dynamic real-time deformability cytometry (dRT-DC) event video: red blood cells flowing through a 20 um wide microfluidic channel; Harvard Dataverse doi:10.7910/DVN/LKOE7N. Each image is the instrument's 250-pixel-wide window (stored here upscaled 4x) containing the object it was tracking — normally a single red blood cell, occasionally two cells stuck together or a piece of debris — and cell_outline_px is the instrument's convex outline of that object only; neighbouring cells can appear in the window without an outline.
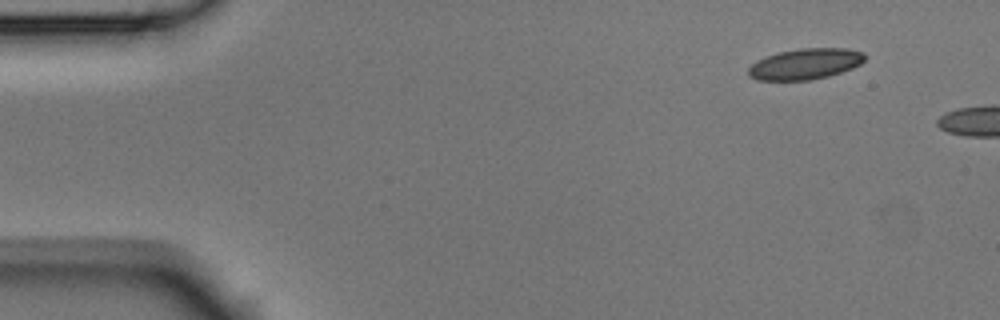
{"species": "Egyptian fruit bat (a non-hibernating species)", "species_latin": "Rousettus aegyptiacus", "temperature_condition": "room temperature", "stored_images_in_passage": 6, "segment_of_instrument_passage": [2, 2], "camera_frame_rate_fps": 3000, "um_per_image_px": 0.085, "animal": {"sex": "male"}, "frame": {"image": 1, "passage_image": 6, "time_ms": 1.667, "image_size_px": [1000, 320], "cell_outline_px": [[864, 60], [860, 64], [852, 68], [828, 76], [812, 80], [756, 80], [748, 76], [748, 68], [752, 64], [768, 56], [780, 52], [800, 48], [848, 48], [864, 52]], "centroid_in_image_um": [68.46, 5.44], "position_along_channel_um": 16.5, "area_um2": 20.81}}